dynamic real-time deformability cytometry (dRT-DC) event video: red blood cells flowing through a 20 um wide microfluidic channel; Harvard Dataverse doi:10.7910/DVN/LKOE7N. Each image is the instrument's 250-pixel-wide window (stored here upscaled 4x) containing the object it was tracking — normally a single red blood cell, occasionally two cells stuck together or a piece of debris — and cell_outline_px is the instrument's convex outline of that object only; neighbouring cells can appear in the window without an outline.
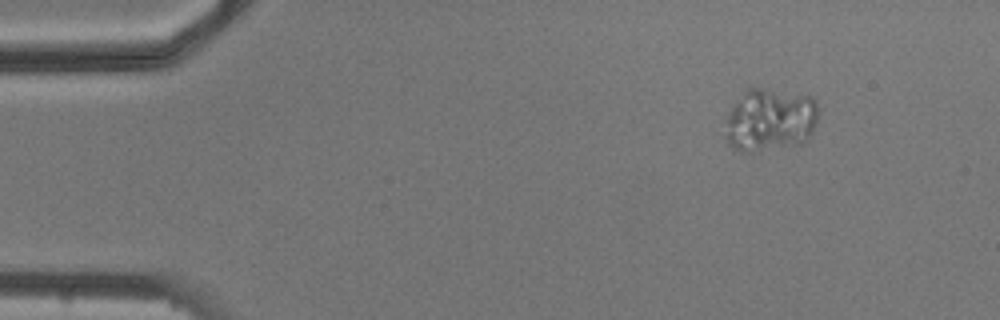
{"species": "common noctule bat (a hibernating species)", "species_latin": "Nyctalus noctula", "temperature_condition": "cold", "stored_images_in_passage": 9, "camera_frame_rate_fps": 3000, "um_per_image_px": 0.085, "animal": {"sex": "male", "body_mass_g": 20.5, "forearm_length_mm": 52.5}, "frame": {"image": 1, "passage_image": 2, "time_ms": 2.0, "image_size_px": [1000, 320], "cell_outline_px": [[820, 112], [816, 124], [808, 140], [800, 144], [752, 152], [740, 152], [728, 144], [724, 136], [728, 112], [736, 100], [748, 88], [760, 88], [812, 96], [816, 100]], "centroid_in_image_um": [65.47, 10.2], "position_along_channel_um": 19.5, "area_um2": 34.68}}
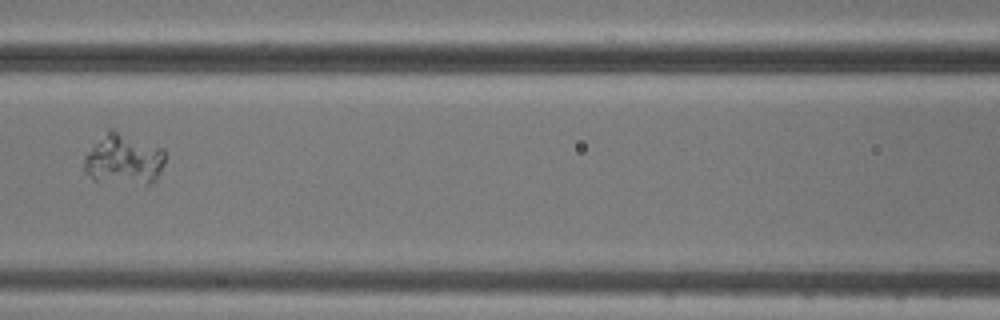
{"frame": {"image": 2, "passage_image": 7, "time_ms": 8.0, "image_size_px": [1000, 320], "cell_outline_px": [[164, 164], [156, 180], [148, 184], [92, 180], [84, 172], [84, 156], [108, 128], [112, 128], [164, 148]], "centroid_in_image_um": [10.51, 13.53], "position_along_channel_um": 156.1, "area_um2": 24.1}}
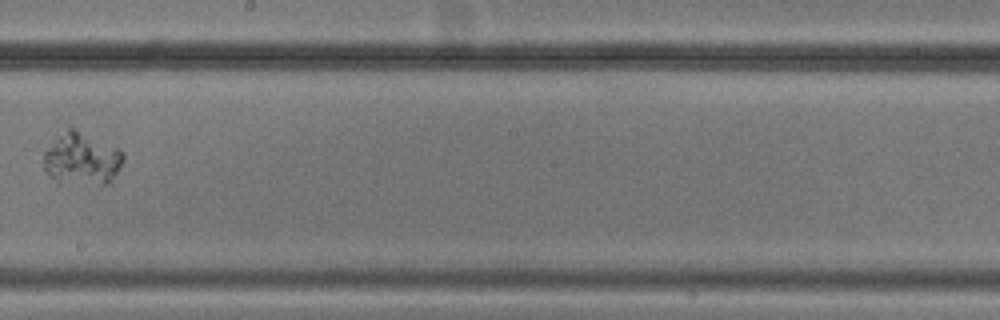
{"frame": {"image": 3, "passage_image": 9, "time_ms": 10.333, "image_size_px": [1000, 320], "cell_outline_px": [[124, 156], [112, 180], [108, 184], [104, 184], [52, 176], [44, 168], [44, 152], [68, 128], [72, 128], [116, 148], [124, 152]], "centroid_in_image_um": [6.99, 13.45], "position_along_channel_um": 241.2, "area_um2": 22.2}}